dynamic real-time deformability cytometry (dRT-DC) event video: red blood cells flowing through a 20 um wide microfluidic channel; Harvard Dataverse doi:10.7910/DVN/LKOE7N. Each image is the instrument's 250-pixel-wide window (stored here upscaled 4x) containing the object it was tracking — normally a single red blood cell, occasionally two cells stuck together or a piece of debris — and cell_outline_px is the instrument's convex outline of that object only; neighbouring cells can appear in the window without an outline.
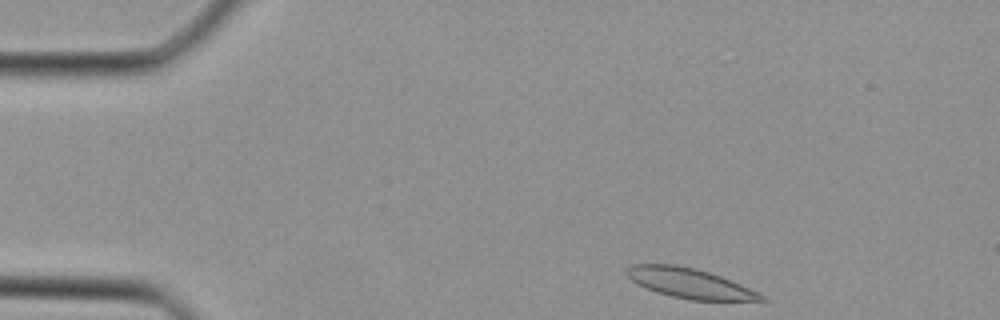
{"species": "Egyptian fruit bat (a non-hibernating species)", "species_latin": "Rousettus aegyptiacus", "temperature_condition": "cold", "stored_images_in_passage": 34, "camera_frame_rate_fps": 3000, "um_per_image_px": 0.085, "animal": {"sex": "female"}, "frame": {"image": 1, "passage_image": 1, "time_ms": 0.0, "image_size_px": [1000, 320], "cell_outline_px": [[768, 300], [688, 300], [656, 292], [636, 284], [624, 272], [624, 268], [632, 264], [672, 264], [692, 268], [708, 272], [720, 276], [760, 292]], "centroid_in_image_um": [58.57, 24.07], "position_along_channel_um": 26.4, "area_um2": 23.29}}
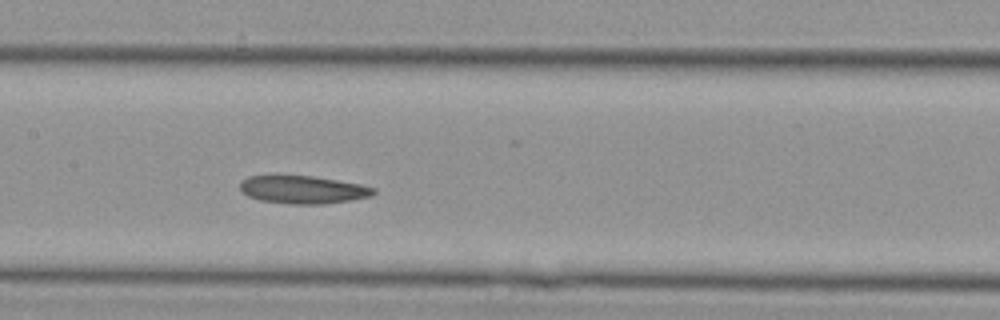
{"frame": {"image": 2, "passage_image": 14, "time_ms": 4.333, "image_size_px": [1000, 320], "cell_outline_px": [[376, 192], [368, 196], [352, 200], [324, 204], [292, 204], [260, 200], [248, 196], [240, 188], [240, 180], [248, 176], [276, 172], [312, 176], [360, 184], [376, 188]], "centroid_in_image_um": [25.66, 16.07], "position_along_channel_um": 181.7, "area_um2": 22.43}}
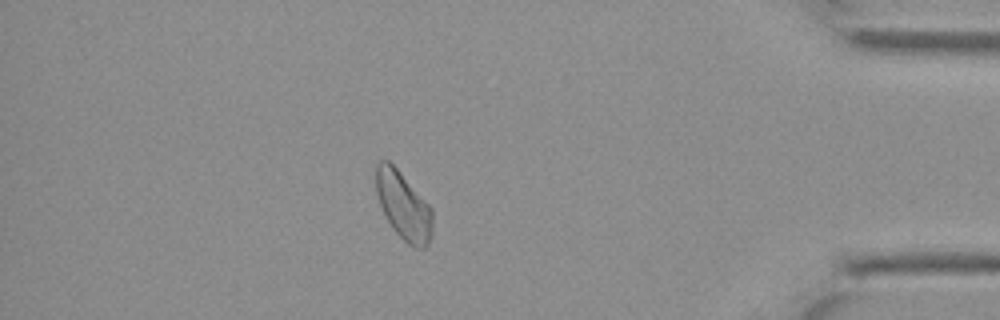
{"frame": {"image": 3, "passage_image": 29, "time_ms": 9.333, "image_size_px": [1000, 320], "cell_outline_px": [[432, 236], [428, 244], [424, 248], [416, 248], [408, 244], [392, 228], [384, 216], [376, 192], [376, 164], [380, 160], [388, 160], [400, 172], [432, 208]], "centroid_in_image_um": [34.29, 17.5], "position_along_channel_um": 400.9, "area_um2": 22.25}}